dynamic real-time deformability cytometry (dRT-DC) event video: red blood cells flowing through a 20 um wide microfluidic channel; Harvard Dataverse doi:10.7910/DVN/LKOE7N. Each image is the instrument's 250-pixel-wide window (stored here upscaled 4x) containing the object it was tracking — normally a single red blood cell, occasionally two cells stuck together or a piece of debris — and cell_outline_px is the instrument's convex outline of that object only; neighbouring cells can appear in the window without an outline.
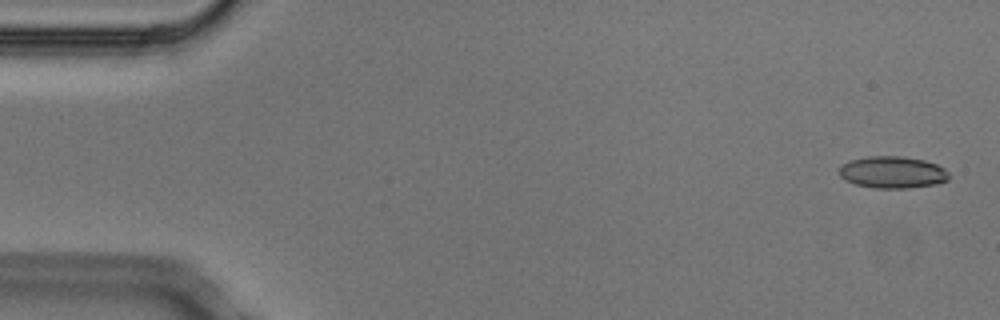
{"species": "Egyptian fruit bat (a non-hibernating species)", "species_latin": "Rousettus aegyptiacus", "temperature_condition": "cold", "stored_images_in_passage": 5, "segment_of_instrument_passage": [2, 2], "camera_frame_rate_fps": 3000, "um_per_image_px": 0.085, "animal": {"sex": "male"}, "frame": {"image": 1, "passage_image": 5, "time_ms": 1.333, "image_size_px": [1000, 320], "cell_outline_px": [[948, 180], [936, 184], [908, 188], [876, 188], [856, 184], [844, 180], [840, 176], [840, 164], [848, 160], [868, 156], [904, 156], [924, 160], [936, 164], [944, 168], [948, 172]], "centroid_in_image_um": [75.84, 14.63], "position_along_channel_um": 9.2, "area_um2": 20.52}}